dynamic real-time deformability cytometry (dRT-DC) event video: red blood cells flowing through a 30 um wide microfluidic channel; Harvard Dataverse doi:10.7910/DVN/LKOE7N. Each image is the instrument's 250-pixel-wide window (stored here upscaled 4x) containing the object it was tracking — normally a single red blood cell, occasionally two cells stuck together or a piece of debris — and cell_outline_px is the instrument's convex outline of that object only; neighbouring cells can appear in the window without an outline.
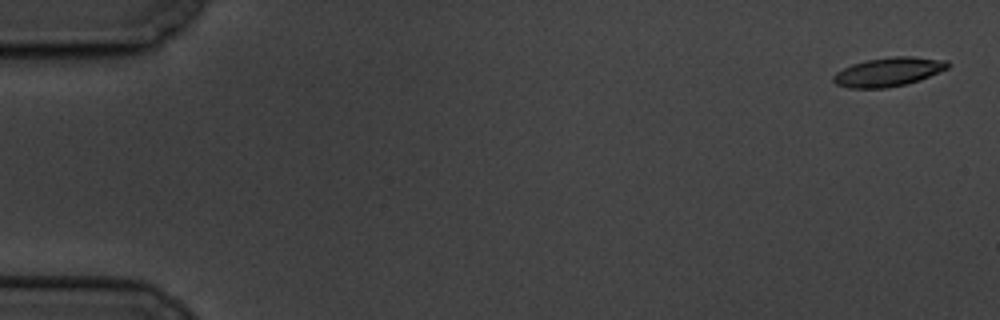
{"species": "common noctule bat (a hibernating species)", "species_latin": "Nyctalus noctula", "temperature_condition": "cold", "stored_images_in_passage": 6, "camera_frame_rate_fps": 3000, "um_per_image_px": 0.085, "animal": {"sex": "male", "body_mass_g": 19.5, "forearm_length_mm": 54.6}, "frame": {"image": 1, "passage_image": 1, "time_ms": 0.0, "image_size_px": [1000, 320], "cell_outline_px": [[948, 68], [920, 80], [908, 84], [884, 88], [848, 88], [836, 84], [832, 80], [832, 76], [836, 72], [852, 64], [864, 60], [892, 56], [912, 56], [948, 60]], "centroid_in_image_um": [75.5, 6.11], "position_along_channel_um": 9.5, "area_um2": 19.42}}